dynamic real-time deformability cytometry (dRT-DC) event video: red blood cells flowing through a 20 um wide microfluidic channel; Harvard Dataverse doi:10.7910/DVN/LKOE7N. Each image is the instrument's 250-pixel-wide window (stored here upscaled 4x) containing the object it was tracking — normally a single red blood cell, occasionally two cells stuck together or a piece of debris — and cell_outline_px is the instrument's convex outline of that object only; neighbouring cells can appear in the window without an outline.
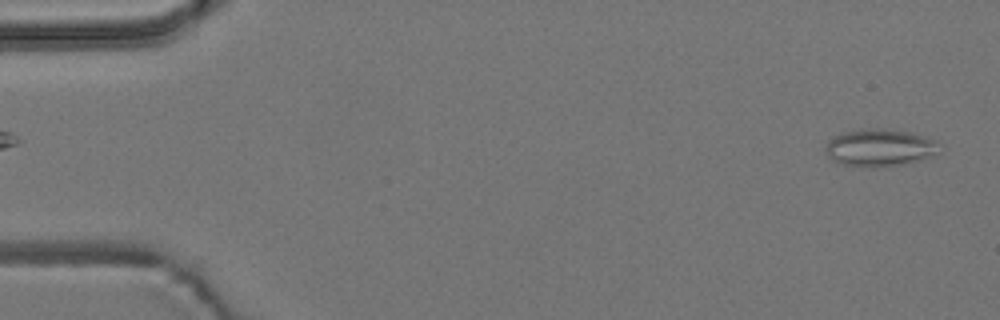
{"species": "common noctule bat (a hibernating species)", "species_latin": "Nyctalus noctula", "temperature_condition": "room temperature", "stored_images_in_passage": 4, "segment_of_instrument_passage": [2, 2], "camera_frame_rate_fps": 3000, "um_per_image_px": 0.085, "animal": {"sex": "male", "body_mass_g": 19.2, "forearm_length_mm": 51.8}, "frame": {"image": 1, "passage_image": 4, "time_ms": 4.333, "image_size_px": [1000, 320], "cell_outline_px": [[940, 144], [936, 156], [904, 164], [876, 168], [844, 164], [832, 160], [828, 156], [824, 148], [828, 140], [844, 132], [860, 128], [880, 128], [912, 132], [936, 140]], "centroid_in_image_um": [74.81, 12.55], "position_along_channel_um": 10.2, "area_um2": 25.14}}